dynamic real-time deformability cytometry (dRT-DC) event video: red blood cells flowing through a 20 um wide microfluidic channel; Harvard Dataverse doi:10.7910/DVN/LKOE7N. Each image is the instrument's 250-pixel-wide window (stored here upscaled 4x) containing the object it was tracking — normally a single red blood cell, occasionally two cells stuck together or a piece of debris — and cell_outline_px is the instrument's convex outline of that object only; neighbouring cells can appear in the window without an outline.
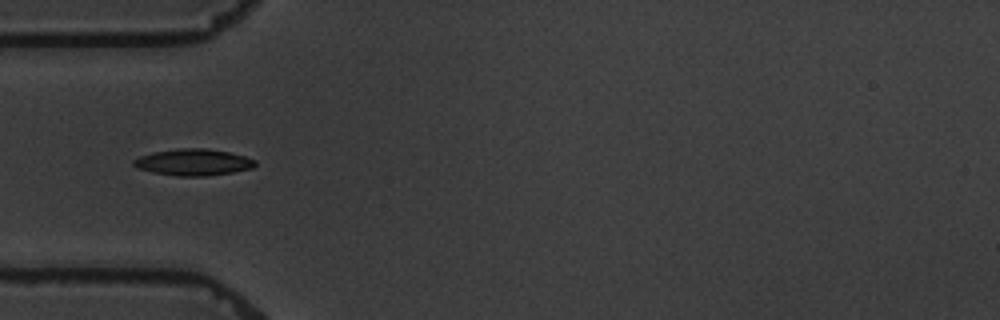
{"species": "common noctule bat (a hibernating species)", "species_latin": "Nyctalus noctula", "temperature_condition": "warm", "stored_images_in_passage": 9, "camera_frame_rate_fps": 3000, "um_per_image_px": 0.085, "animal": {"sex": "male", "body_mass_g": 19.5, "forearm_length_mm": 54.6}, "frame": {"image": 1, "passage_image": 4, "time_ms": 6.667, "image_size_px": [1000, 320], "cell_outline_px": [[256, 164], [252, 168], [232, 172], [204, 176], [176, 176], [152, 172], [136, 168], [132, 164], [132, 160], [140, 156], [152, 152], [180, 148], [208, 148], [228, 152], [244, 156], [256, 160]], "centroid_in_image_um": [16.39, 13.78], "position_along_channel_um": 68.6, "area_um2": 18.84}}
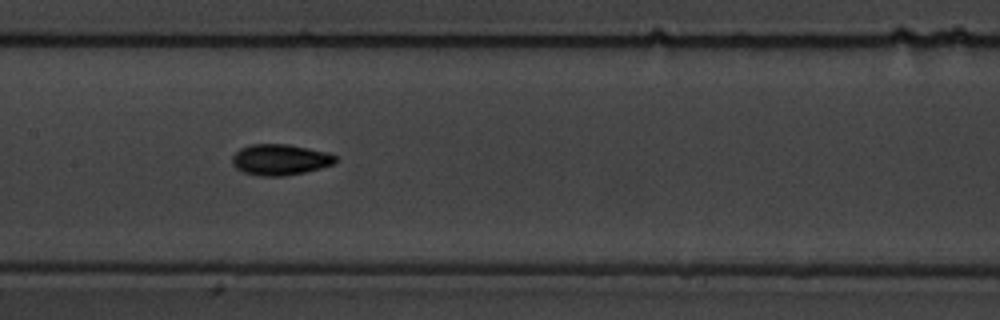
{"frame": {"image": 2, "passage_image": 7, "time_ms": 10.0, "image_size_px": [1000, 320], "cell_outline_px": [[336, 160], [332, 164], [320, 168], [304, 172], [284, 176], [260, 176], [244, 172], [236, 168], [232, 164], [232, 156], [240, 148], [252, 144], [288, 144], [328, 152], [336, 156]], "centroid_in_image_um": [23.79, 13.57], "position_along_channel_um": 183.6, "area_um2": 18.55}}
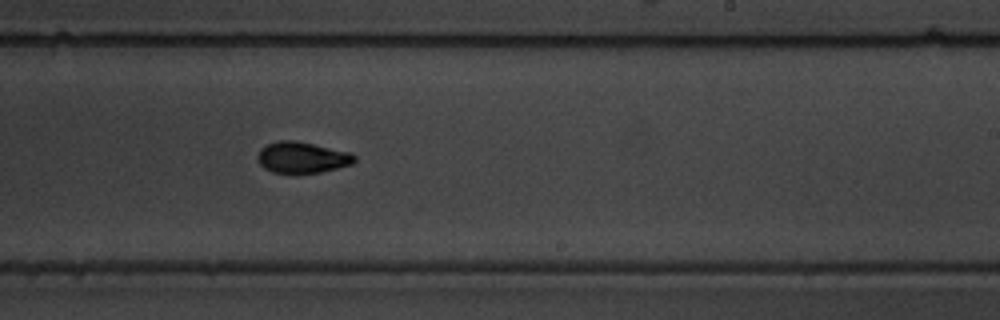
{"frame": {"image": 3, "passage_image": 9, "time_ms": 12.333, "image_size_px": [1000, 320], "cell_outline_px": [[356, 160], [352, 164], [320, 172], [292, 176], [272, 172], [264, 168], [260, 164], [256, 156], [260, 148], [276, 140], [296, 140], [352, 152], [356, 156]], "centroid_in_image_um": [25.66, 13.41], "position_along_channel_um": 263.3, "area_um2": 18.32}}